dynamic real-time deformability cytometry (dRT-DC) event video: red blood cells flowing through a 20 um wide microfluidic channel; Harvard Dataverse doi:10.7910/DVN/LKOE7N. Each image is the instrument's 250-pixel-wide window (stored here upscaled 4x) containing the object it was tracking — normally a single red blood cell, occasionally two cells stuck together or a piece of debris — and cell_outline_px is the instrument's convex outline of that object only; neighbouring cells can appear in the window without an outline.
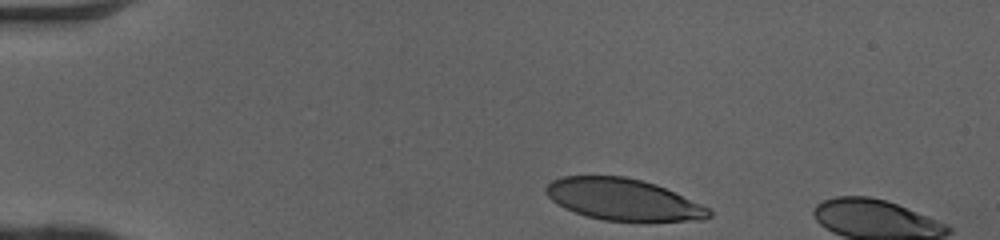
{"species": "human", "species_latin": "Homo sapiens", "temperature_condition": "cold", "stored_images_in_passage": 6, "camera_frame_rate_fps": 3000, "um_per_image_px": 0.085, "donor": {"sex": "female"}, "frame": {"image": 1, "passage_image": 1, "time_ms": 0.0, "image_size_px": [1000, 240], "cell_outline_px": [[712, 216], [704, 220], [644, 224], [604, 220], [584, 216], [564, 208], [556, 204], [544, 192], [544, 188], [552, 180], [564, 176], [624, 176], [656, 184], [700, 204], [708, 208], [712, 212]], "centroid_in_image_um": [52.99, 17.01], "position_along_channel_um": 32.0, "area_um2": 40.58}}